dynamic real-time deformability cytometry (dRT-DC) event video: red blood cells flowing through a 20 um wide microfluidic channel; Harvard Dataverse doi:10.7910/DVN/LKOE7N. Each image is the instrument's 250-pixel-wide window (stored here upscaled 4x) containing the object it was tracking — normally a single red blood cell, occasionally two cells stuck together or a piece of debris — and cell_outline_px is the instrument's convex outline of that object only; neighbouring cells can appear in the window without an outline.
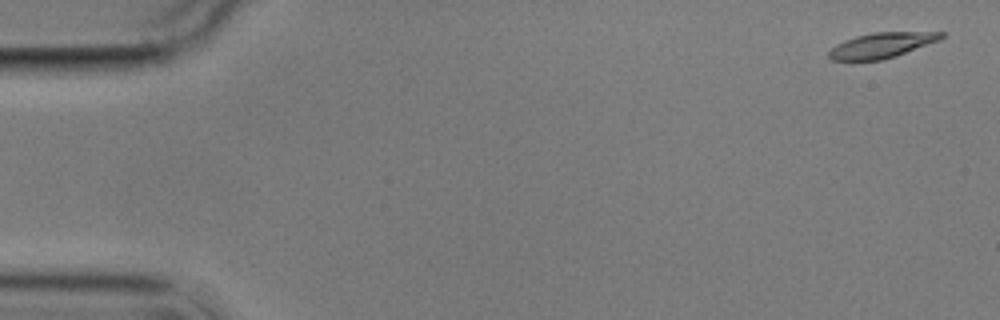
{"species": "common noctule bat (a hibernating species)", "species_latin": "Nyctalus noctula", "temperature_condition": "cold", "stored_images_in_passage": 4, "camera_frame_rate_fps": 3000, "um_per_image_px": 0.085, "animal": {"sex": "male", "body_mass_g": 17.9}, "frame": {"image": 1, "passage_image": 1, "time_ms": 0.0, "image_size_px": [1000, 320], "cell_outline_px": [[944, 36], [940, 40], [896, 56], [880, 60], [832, 60], [828, 56], [828, 52], [836, 44], [844, 40], [856, 36], [872, 32], [944, 32]], "centroid_in_image_um": [74.94, 3.84], "position_along_channel_um": 10.1, "area_um2": 16.47}}
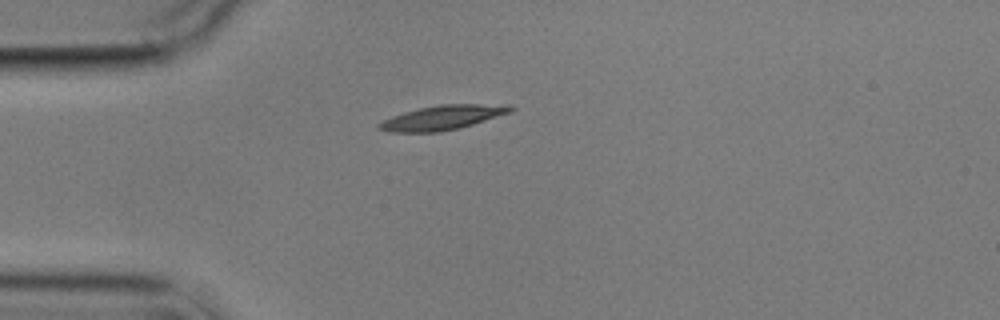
{"frame": {"image": 2, "passage_image": 4, "time_ms": 4.333, "image_size_px": [1000, 320], "cell_outline_px": [[516, 108], [508, 112], [460, 128], [440, 132], [392, 132], [376, 128], [376, 124], [392, 116], [404, 112], [420, 108], [440, 104], [512, 104]], "centroid_in_image_um": [37.6, 9.99], "position_along_channel_um": 47.4, "area_um2": 18.61}}